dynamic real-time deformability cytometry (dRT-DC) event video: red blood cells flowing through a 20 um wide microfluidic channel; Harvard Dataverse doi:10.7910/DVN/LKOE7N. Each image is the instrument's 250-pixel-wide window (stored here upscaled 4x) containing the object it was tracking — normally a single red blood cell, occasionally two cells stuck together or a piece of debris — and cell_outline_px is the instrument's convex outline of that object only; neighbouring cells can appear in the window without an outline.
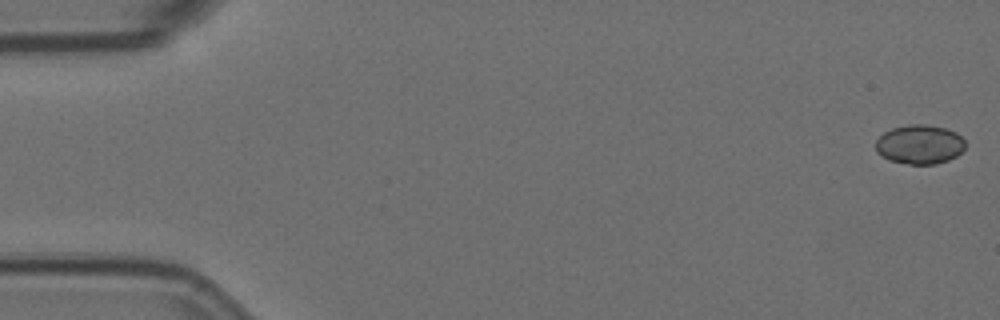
{"species": "Egyptian fruit bat (a non-hibernating species)", "species_latin": "Rousettus aegyptiacus", "temperature_condition": "room temperature", "stored_images_in_passage": 6, "camera_frame_rate_fps": 3000, "um_per_image_px": 0.085, "animal": {"sex": "female"}, "frame": {"image": 1, "passage_image": 1, "time_ms": 0.0, "image_size_px": [1000, 320], "cell_outline_px": [[964, 148], [956, 156], [948, 160], [936, 164], [908, 164], [888, 160], [876, 152], [876, 140], [884, 132], [892, 128], [908, 124], [924, 124], [944, 128], [956, 132], [964, 140]], "centroid_in_image_um": [78.14, 12.28], "position_along_channel_um": 6.9, "area_um2": 20.46}}